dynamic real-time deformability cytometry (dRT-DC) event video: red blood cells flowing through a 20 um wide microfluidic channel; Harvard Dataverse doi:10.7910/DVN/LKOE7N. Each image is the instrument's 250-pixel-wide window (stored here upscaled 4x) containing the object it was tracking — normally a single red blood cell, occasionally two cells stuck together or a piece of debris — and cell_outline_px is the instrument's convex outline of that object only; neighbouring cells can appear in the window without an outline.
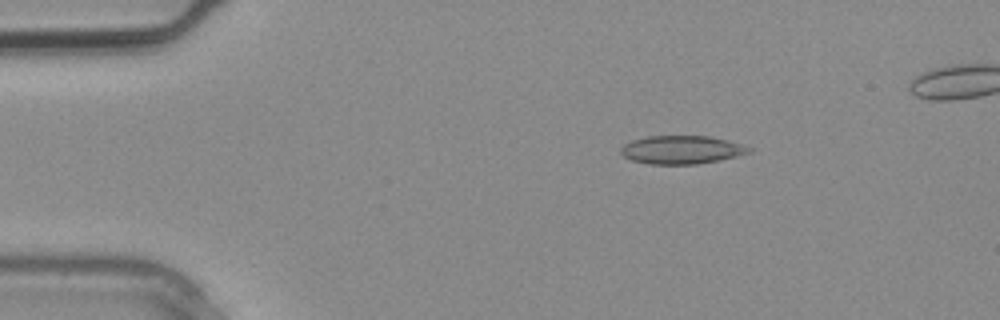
{"species": "common noctule bat (a hibernating species)", "species_latin": "Nyctalus noctula", "temperature_condition": "warm", "stored_images_in_passage": 3, "camera_frame_rate_fps": 3000, "um_per_image_px": 0.085, "animal": {"sex": "male", "body_mass_g": 20.4}, "frame": {"image": 1, "passage_image": 3, "time_ms": 0.667, "image_size_px": [1000, 320], "cell_outline_px": [[752, 152], [736, 156], [696, 164], [648, 164], [632, 160], [624, 156], [620, 152], [620, 148], [624, 144], [632, 140], [648, 136], [712, 136], [744, 144], [752, 148]], "centroid_in_image_um": [57.95, 12.72], "position_along_channel_um": 27.1, "area_um2": 21.15}}